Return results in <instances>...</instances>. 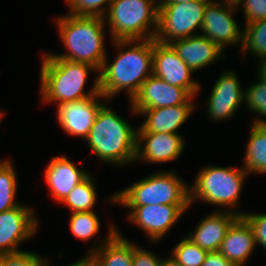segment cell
I'll return each mask as SVG.
<instances>
[{
  "label": "cell",
  "instance_id": "d6a6232c",
  "mask_svg": "<svg viewBox=\"0 0 266 266\" xmlns=\"http://www.w3.org/2000/svg\"><path fill=\"white\" fill-rule=\"evenodd\" d=\"M237 6L244 9L245 24L266 18V0H241Z\"/></svg>",
  "mask_w": 266,
  "mask_h": 266
},
{
  "label": "cell",
  "instance_id": "4fadbf2b",
  "mask_svg": "<svg viewBox=\"0 0 266 266\" xmlns=\"http://www.w3.org/2000/svg\"><path fill=\"white\" fill-rule=\"evenodd\" d=\"M193 99L185 88L170 85L152 74L129 102L131 109H154L194 104Z\"/></svg>",
  "mask_w": 266,
  "mask_h": 266
},
{
  "label": "cell",
  "instance_id": "74e56055",
  "mask_svg": "<svg viewBox=\"0 0 266 266\" xmlns=\"http://www.w3.org/2000/svg\"><path fill=\"white\" fill-rule=\"evenodd\" d=\"M257 69V76L266 81V58L261 59Z\"/></svg>",
  "mask_w": 266,
  "mask_h": 266
},
{
  "label": "cell",
  "instance_id": "5bb4252c",
  "mask_svg": "<svg viewBox=\"0 0 266 266\" xmlns=\"http://www.w3.org/2000/svg\"><path fill=\"white\" fill-rule=\"evenodd\" d=\"M102 101H101V100ZM100 100V101H99ZM108 101L101 93L78 101L57 105V120L69 135L80 137L85 141L93 126L100 107Z\"/></svg>",
  "mask_w": 266,
  "mask_h": 266
},
{
  "label": "cell",
  "instance_id": "f1b7e54d",
  "mask_svg": "<svg viewBox=\"0 0 266 266\" xmlns=\"http://www.w3.org/2000/svg\"><path fill=\"white\" fill-rule=\"evenodd\" d=\"M174 257L183 266H202L208 251L184 237L171 251Z\"/></svg>",
  "mask_w": 266,
  "mask_h": 266
},
{
  "label": "cell",
  "instance_id": "277c9868",
  "mask_svg": "<svg viewBox=\"0 0 266 266\" xmlns=\"http://www.w3.org/2000/svg\"><path fill=\"white\" fill-rule=\"evenodd\" d=\"M85 141L92 153L105 163L120 167L136 160L137 129L116 114L107 103L98 110Z\"/></svg>",
  "mask_w": 266,
  "mask_h": 266
},
{
  "label": "cell",
  "instance_id": "cb8c5ba5",
  "mask_svg": "<svg viewBox=\"0 0 266 266\" xmlns=\"http://www.w3.org/2000/svg\"><path fill=\"white\" fill-rule=\"evenodd\" d=\"M93 179L89 174L67 195L61 204L67 205L71 213L94 211L97 188Z\"/></svg>",
  "mask_w": 266,
  "mask_h": 266
},
{
  "label": "cell",
  "instance_id": "484cf974",
  "mask_svg": "<svg viewBox=\"0 0 266 266\" xmlns=\"http://www.w3.org/2000/svg\"><path fill=\"white\" fill-rule=\"evenodd\" d=\"M0 160V213L11 210L21 203L15 201L17 192V173L13 162Z\"/></svg>",
  "mask_w": 266,
  "mask_h": 266
},
{
  "label": "cell",
  "instance_id": "83f0119b",
  "mask_svg": "<svg viewBox=\"0 0 266 266\" xmlns=\"http://www.w3.org/2000/svg\"><path fill=\"white\" fill-rule=\"evenodd\" d=\"M244 102L247 109L257 113L261 117H266V81L257 77V81L252 82L244 91ZM255 118L251 123L256 125H266V120L263 118Z\"/></svg>",
  "mask_w": 266,
  "mask_h": 266
},
{
  "label": "cell",
  "instance_id": "4dcf8cb0",
  "mask_svg": "<svg viewBox=\"0 0 266 266\" xmlns=\"http://www.w3.org/2000/svg\"><path fill=\"white\" fill-rule=\"evenodd\" d=\"M0 266H50L49 260L30 251L0 255Z\"/></svg>",
  "mask_w": 266,
  "mask_h": 266
},
{
  "label": "cell",
  "instance_id": "e0dca14e",
  "mask_svg": "<svg viewBox=\"0 0 266 266\" xmlns=\"http://www.w3.org/2000/svg\"><path fill=\"white\" fill-rule=\"evenodd\" d=\"M196 104H183L154 109H131V114L146 117L137 133H173L176 132L188 117L195 111Z\"/></svg>",
  "mask_w": 266,
  "mask_h": 266
},
{
  "label": "cell",
  "instance_id": "1f68e13d",
  "mask_svg": "<svg viewBox=\"0 0 266 266\" xmlns=\"http://www.w3.org/2000/svg\"><path fill=\"white\" fill-rule=\"evenodd\" d=\"M241 216L251 226L256 245L260 244L266 250V213H241Z\"/></svg>",
  "mask_w": 266,
  "mask_h": 266
},
{
  "label": "cell",
  "instance_id": "ffe728a7",
  "mask_svg": "<svg viewBox=\"0 0 266 266\" xmlns=\"http://www.w3.org/2000/svg\"><path fill=\"white\" fill-rule=\"evenodd\" d=\"M109 225L103 244L91 246L86 256H91L99 266H133L134 243L121 235L115 225Z\"/></svg>",
  "mask_w": 266,
  "mask_h": 266
},
{
  "label": "cell",
  "instance_id": "4316f807",
  "mask_svg": "<svg viewBox=\"0 0 266 266\" xmlns=\"http://www.w3.org/2000/svg\"><path fill=\"white\" fill-rule=\"evenodd\" d=\"M69 220L71 234L85 242L100 230V221L95 211L71 213Z\"/></svg>",
  "mask_w": 266,
  "mask_h": 266
},
{
  "label": "cell",
  "instance_id": "8992f818",
  "mask_svg": "<svg viewBox=\"0 0 266 266\" xmlns=\"http://www.w3.org/2000/svg\"><path fill=\"white\" fill-rule=\"evenodd\" d=\"M104 20L111 41L154 39L158 9L155 0H113Z\"/></svg>",
  "mask_w": 266,
  "mask_h": 266
},
{
  "label": "cell",
  "instance_id": "9a60e30c",
  "mask_svg": "<svg viewBox=\"0 0 266 266\" xmlns=\"http://www.w3.org/2000/svg\"><path fill=\"white\" fill-rule=\"evenodd\" d=\"M234 70L224 71L215 81L208 96L207 114L211 120H228L244 101V91Z\"/></svg>",
  "mask_w": 266,
  "mask_h": 266
},
{
  "label": "cell",
  "instance_id": "836d02e7",
  "mask_svg": "<svg viewBox=\"0 0 266 266\" xmlns=\"http://www.w3.org/2000/svg\"><path fill=\"white\" fill-rule=\"evenodd\" d=\"M161 260L153 251H148L134 244L133 266H161Z\"/></svg>",
  "mask_w": 266,
  "mask_h": 266
},
{
  "label": "cell",
  "instance_id": "7402d4cb",
  "mask_svg": "<svg viewBox=\"0 0 266 266\" xmlns=\"http://www.w3.org/2000/svg\"><path fill=\"white\" fill-rule=\"evenodd\" d=\"M256 247L251 226L240 216L229 228L219 252L235 266H244Z\"/></svg>",
  "mask_w": 266,
  "mask_h": 266
},
{
  "label": "cell",
  "instance_id": "8fae6325",
  "mask_svg": "<svg viewBox=\"0 0 266 266\" xmlns=\"http://www.w3.org/2000/svg\"><path fill=\"white\" fill-rule=\"evenodd\" d=\"M32 208L20 204L0 213V255L22 251L20 243L36 234L39 222Z\"/></svg>",
  "mask_w": 266,
  "mask_h": 266
},
{
  "label": "cell",
  "instance_id": "d4e9b609",
  "mask_svg": "<svg viewBox=\"0 0 266 266\" xmlns=\"http://www.w3.org/2000/svg\"><path fill=\"white\" fill-rule=\"evenodd\" d=\"M240 49L243 57L250 52L249 54L257 56L259 61L266 58V18L244 25Z\"/></svg>",
  "mask_w": 266,
  "mask_h": 266
},
{
  "label": "cell",
  "instance_id": "6da1fadb",
  "mask_svg": "<svg viewBox=\"0 0 266 266\" xmlns=\"http://www.w3.org/2000/svg\"><path fill=\"white\" fill-rule=\"evenodd\" d=\"M112 43L119 51L109 65L106 56L99 71L100 93L108 100L125 90L131 100L152 75L154 39L114 40Z\"/></svg>",
  "mask_w": 266,
  "mask_h": 266
},
{
  "label": "cell",
  "instance_id": "30bf717a",
  "mask_svg": "<svg viewBox=\"0 0 266 266\" xmlns=\"http://www.w3.org/2000/svg\"><path fill=\"white\" fill-rule=\"evenodd\" d=\"M191 205H144L127 207V220L144 231L152 243L160 241Z\"/></svg>",
  "mask_w": 266,
  "mask_h": 266
},
{
  "label": "cell",
  "instance_id": "ab89813d",
  "mask_svg": "<svg viewBox=\"0 0 266 266\" xmlns=\"http://www.w3.org/2000/svg\"><path fill=\"white\" fill-rule=\"evenodd\" d=\"M224 3H227V4H231V5H235L237 6L238 3L241 1V0H223Z\"/></svg>",
  "mask_w": 266,
  "mask_h": 266
},
{
  "label": "cell",
  "instance_id": "2e32d148",
  "mask_svg": "<svg viewBox=\"0 0 266 266\" xmlns=\"http://www.w3.org/2000/svg\"><path fill=\"white\" fill-rule=\"evenodd\" d=\"M185 139L173 133H137L136 160L166 163L177 160L183 153Z\"/></svg>",
  "mask_w": 266,
  "mask_h": 266
},
{
  "label": "cell",
  "instance_id": "60d3db41",
  "mask_svg": "<svg viewBox=\"0 0 266 266\" xmlns=\"http://www.w3.org/2000/svg\"><path fill=\"white\" fill-rule=\"evenodd\" d=\"M4 113H5V112L0 111V123H1V120H2V118H3V116H4Z\"/></svg>",
  "mask_w": 266,
  "mask_h": 266
},
{
  "label": "cell",
  "instance_id": "ba28073f",
  "mask_svg": "<svg viewBox=\"0 0 266 266\" xmlns=\"http://www.w3.org/2000/svg\"><path fill=\"white\" fill-rule=\"evenodd\" d=\"M210 0L171 3L158 10V27L155 40L162 44H171L178 39L199 35L204 10Z\"/></svg>",
  "mask_w": 266,
  "mask_h": 266
},
{
  "label": "cell",
  "instance_id": "52a82bcc",
  "mask_svg": "<svg viewBox=\"0 0 266 266\" xmlns=\"http://www.w3.org/2000/svg\"><path fill=\"white\" fill-rule=\"evenodd\" d=\"M195 177L190 187V205L201 200L206 204L222 206L230 212L239 203L244 186L245 169L222 166H205Z\"/></svg>",
  "mask_w": 266,
  "mask_h": 266
},
{
  "label": "cell",
  "instance_id": "3957f363",
  "mask_svg": "<svg viewBox=\"0 0 266 266\" xmlns=\"http://www.w3.org/2000/svg\"><path fill=\"white\" fill-rule=\"evenodd\" d=\"M41 60L39 91L44 104L55 102L59 105L100 93L99 70L94 66L57 57H48L46 52ZM91 71L98 72V76L94 79V83L87 93L85 84Z\"/></svg>",
  "mask_w": 266,
  "mask_h": 266
},
{
  "label": "cell",
  "instance_id": "44dd1931",
  "mask_svg": "<svg viewBox=\"0 0 266 266\" xmlns=\"http://www.w3.org/2000/svg\"><path fill=\"white\" fill-rule=\"evenodd\" d=\"M170 45L193 72L211 65L220 57L224 58L222 56L224 50L215 42L200 35V33L199 35L175 40Z\"/></svg>",
  "mask_w": 266,
  "mask_h": 266
},
{
  "label": "cell",
  "instance_id": "603a6c76",
  "mask_svg": "<svg viewBox=\"0 0 266 266\" xmlns=\"http://www.w3.org/2000/svg\"><path fill=\"white\" fill-rule=\"evenodd\" d=\"M250 128L242 167L247 174H266V125Z\"/></svg>",
  "mask_w": 266,
  "mask_h": 266
},
{
  "label": "cell",
  "instance_id": "7a4b0ae2",
  "mask_svg": "<svg viewBox=\"0 0 266 266\" xmlns=\"http://www.w3.org/2000/svg\"><path fill=\"white\" fill-rule=\"evenodd\" d=\"M58 34L66 53L51 54L48 57L62 58L72 62L87 63L99 71L106 58L104 17L74 16L66 14L55 18Z\"/></svg>",
  "mask_w": 266,
  "mask_h": 266
},
{
  "label": "cell",
  "instance_id": "ac0fdd59",
  "mask_svg": "<svg viewBox=\"0 0 266 266\" xmlns=\"http://www.w3.org/2000/svg\"><path fill=\"white\" fill-rule=\"evenodd\" d=\"M79 168L66 156L52 157L44 170V180L49 186L50 195L61 203L67 195L89 174Z\"/></svg>",
  "mask_w": 266,
  "mask_h": 266
},
{
  "label": "cell",
  "instance_id": "f35d334b",
  "mask_svg": "<svg viewBox=\"0 0 266 266\" xmlns=\"http://www.w3.org/2000/svg\"><path fill=\"white\" fill-rule=\"evenodd\" d=\"M161 266H183L174 257L169 256L166 259L161 260Z\"/></svg>",
  "mask_w": 266,
  "mask_h": 266
},
{
  "label": "cell",
  "instance_id": "7c38bea8",
  "mask_svg": "<svg viewBox=\"0 0 266 266\" xmlns=\"http://www.w3.org/2000/svg\"><path fill=\"white\" fill-rule=\"evenodd\" d=\"M194 73L180 59L170 44H162L154 39L152 74L170 85L185 88L193 97L201 86L192 78Z\"/></svg>",
  "mask_w": 266,
  "mask_h": 266
},
{
  "label": "cell",
  "instance_id": "e575fe53",
  "mask_svg": "<svg viewBox=\"0 0 266 266\" xmlns=\"http://www.w3.org/2000/svg\"><path fill=\"white\" fill-rule=\"evenodd\" d=\"M202 266H235L219 251L208 252Z\"/></svg>",
  "mask_w": 266,
  "mask_h": 266
},
{
  "label": "cell",
  "instance_id": "d6986e66",
  "mask_svg": "<svg viewBox=\"0 0 266 266\" xmlns=\"http://www.w3.org/2000/svg\"><path fill=\"white\" fill-rule=\"evenodd\" d=\"M241 216V213L221 209L205 216L196 225L194 233L186 236L193 243L208 252L219 251L231 225Z\"/></svg>",
  "mask_w": 266,
  "mask_h": 266
},
{
  "label": "cell",
  "instance_id": "5b68a950",
  "mask_svg": "<svg viewBox=\"0 0 266 266\" xmlns=\"http://www.w3.org/2000/svg\"><path fill=\"white\" fill-rule=\"evenodd\" d=\"M190 186L171 171H159L110 196L122 207L144 205H190Z\"/></svg>",
  "mask_w": 266,
  "mask_h": 266
},
{
  "label": "cell",
  "instance_id": "f546056e",
  "mask_svg": "<svg viewBox=\"0 0 266 266\" xmlns=\"http://www.w3.org/2000/svg\"><path fill=\"white\" fill-rule=\"evenodd\" d=\"M113 0H66L69 5V14L74 16H100L104 17ZM107 4L106 6H103Z\"/></svg>",
  "mask_w": 266,
  "mask_h": 266
},
{
  "label": "cell",
  "instance_id": "d590c367",
  "mask_svg": "<svg viewBox=\"0 0 266 266\" xmlns=\"http://www.w3.org/2000/svg\"><path fill=\"white\" fill-rule=\"evenodd\" d=\"M69 266H99L91 256H84Z\"/></svg>",
  "mask_w": 266,
  "mask_h": 266
},
{
  "label": "cell",
  "instance_id": "9c48e42d",
  "mask_svg": "<svg viewBox=\"0 0 266 266\" xmlns=\"http://www.w3.org/2000/svg\"><path fill=\"white\" fill-rule=\"evenodd\" d=\"M237 10L235 5L210 0L204 10L200 35L215 42L222 50L228 45L239 43L242 46L243 29L233 18Z\"/></svg>",
  "mask_w": 266,
  "mask_h": 266
},
{
  "label": "cell",
  "instance_id": "8d00e7d4",
  "mask_svg": "<svg viewBox=\"0 0 266 266\" xmlns=\"http://www.w3.org/2000/svg\"><path fill=\"white\" fill-rule=\"evenodd\" d=\"M191 1H194V0H155L156 3V7L157 9H161L171 3H179V2H191Z\"/></svg>",
  "mask_w": 266,
  "mask_h": 266
}]
</instances>
